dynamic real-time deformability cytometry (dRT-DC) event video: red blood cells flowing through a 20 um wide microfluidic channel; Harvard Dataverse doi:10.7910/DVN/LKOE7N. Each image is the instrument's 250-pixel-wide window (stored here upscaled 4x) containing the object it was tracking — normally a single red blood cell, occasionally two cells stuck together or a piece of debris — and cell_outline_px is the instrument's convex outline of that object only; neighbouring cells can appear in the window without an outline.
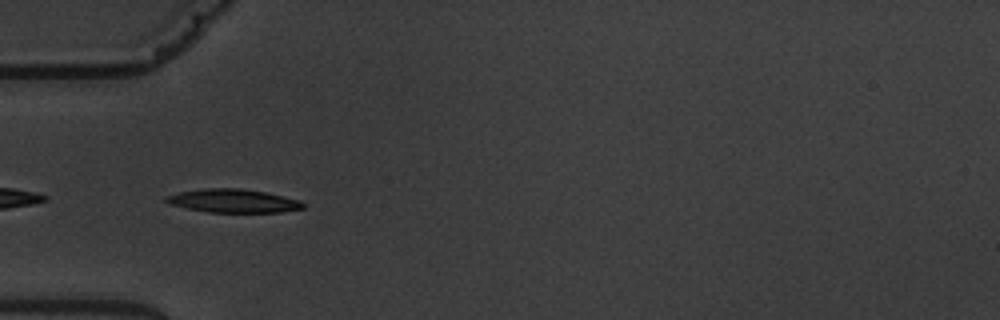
{"species": "common noctule bat (a hibernating species)", "species_latin": "Nyctalus noctula", "temperature_condition": "warm", "stored_images_in_passage": 13, "camera_frame_rate_fps": 3000, "um_per_image_px": 0.085, "animal": {"sex": "male", "body_mass_g": 19.5, "forearm_length_mm": 54.6}, "frame": {"image": 1, "passage_image": 5, "time_ms": 5.667, "image_size_px": [1000, 320], "cell_outline_px": [[304, 208], [280, 212], [208, 212], [188, 208], [172, 204], [164, 200], [164, 196], [180, 192], [204, 188], [240, 188], [264, 192], [300, 200], [304, 204]], "centroid_in_image_um": [19.82, 17.07], "position_along_channel_um": 65.2, "area_um2": 18.5}}
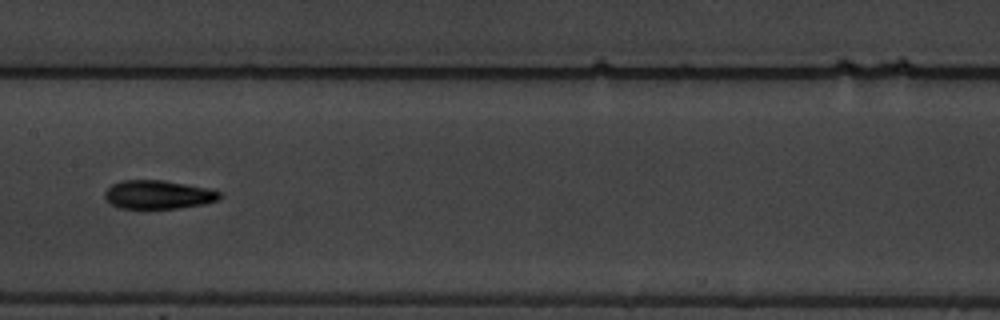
{"frame": {"image": 2, "passage_image": 8, "time_ms": 9.333, "image_size_px": [1000, 320], "cell_outline_px": [[220, 200], [204, 204], [176, 208], [120, 208], [112, 204], [104, 196], [104, 192], [112, 184], [120, 180], [164, 180], [204, 188], [220, 192]], "centroid_in_image_um": [13.42, 16.54], "position_along_channel_um": 194.0, "area_um2": 18.9}}
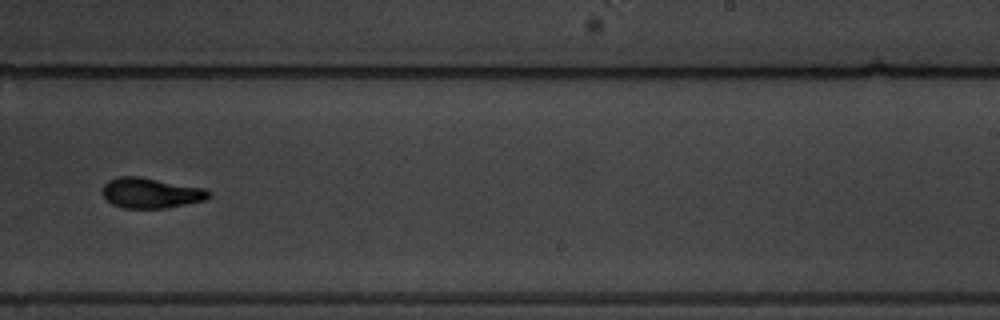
{"frame": {"image": 3, "passage_image": 10, "time_ms": 11.667, "image_size_px": [1000, 320], "cell_outline_px": [[212, 196], [204, 200], [164, 208], [120, 208], [112, 204], [100, 192], [104, 184], [108, 180], [120, 176], [136, 176], [208, 188], [212, 192]], "centroid_in_image_um": [12.83, 16.4], "position_along_channel_um": 276.2, "area_um2": 18.96}, "authors_computed_cell_mechanics": {"area_um2": 18.9584, "velocity_mm_per_s": 3.5471, "shape_relaxation_time_tau1_ms": 3.3067, "shape_relaxation_time_tau2_ms": 3.3759, "deformation_change_tau1": 0.1372, "deformation_change_tau2": 0.0989}}